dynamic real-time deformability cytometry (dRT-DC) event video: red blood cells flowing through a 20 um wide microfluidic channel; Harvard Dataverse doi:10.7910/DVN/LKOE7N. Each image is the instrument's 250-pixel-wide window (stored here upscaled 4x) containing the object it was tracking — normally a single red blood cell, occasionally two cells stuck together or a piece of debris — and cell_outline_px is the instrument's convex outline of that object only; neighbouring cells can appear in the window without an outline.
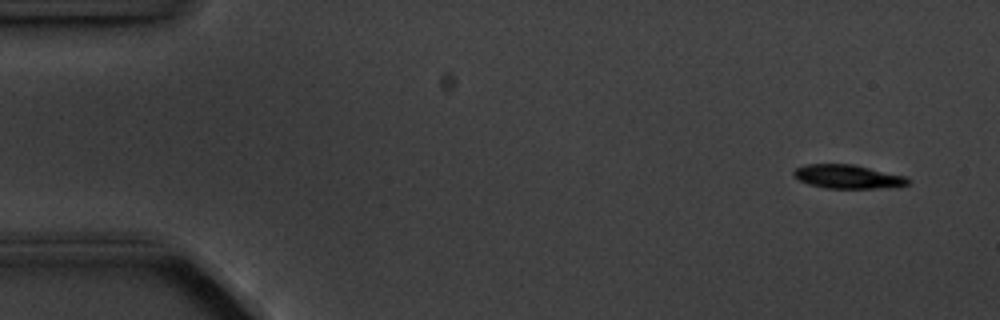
{"species": "common noctule bat (a hibernating species)", "species_latin": "Nyctalus noctula", "temperature_condition": "cold", "stored_images_in_passage": 9, "camera_frame_rate_fps": 3000, "um_per_image_px": 0.085, "animal": {"sex": "male", "body_mass_g": 20.1, "forearm_length_mm": 53.5}, "frame": {"image": 1, "passage_image": 1, "time_ms": 0.0, "image_size_px": [1000, 320], "cell_outline_px": [[912, 180], [908, 184], [896, 188], [828, 188], [808, 184], [792, 176], [792, 172], [796, 168], [804, 164], [852, 164], [904, 176]], "centroid_in_image_um": [72.07, 15.02], "position_along_channel_um": 12.9, "area_um2": 15.9}}
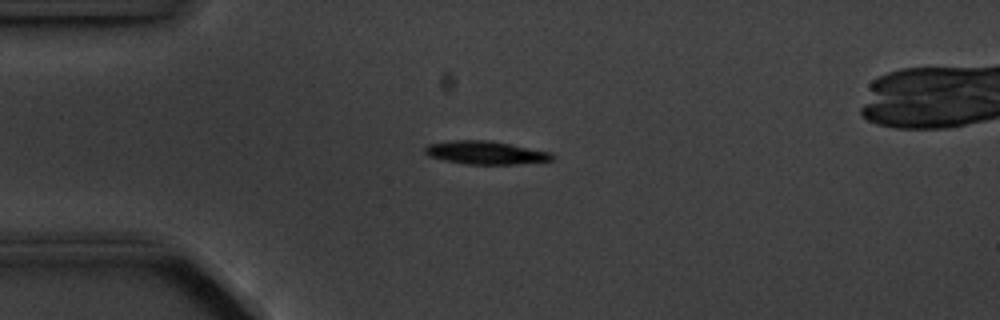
{"frame": {"image": 2, "passage_image": 4, "time_ms": 3.333, "image_size_px": [1000, 320], "cell_outline_px": [[556, 156], [552, 160], [512, 164], [468, 164], [444, 160], [428, 156], [424, 152], [424, 148], [428, 144], [448, 140], [492, 140], [552, 152]], "centroid_in_image_um": [41.27, 12.96], "position_along_channel_um": 43.7, "area_um2": 17.34}}